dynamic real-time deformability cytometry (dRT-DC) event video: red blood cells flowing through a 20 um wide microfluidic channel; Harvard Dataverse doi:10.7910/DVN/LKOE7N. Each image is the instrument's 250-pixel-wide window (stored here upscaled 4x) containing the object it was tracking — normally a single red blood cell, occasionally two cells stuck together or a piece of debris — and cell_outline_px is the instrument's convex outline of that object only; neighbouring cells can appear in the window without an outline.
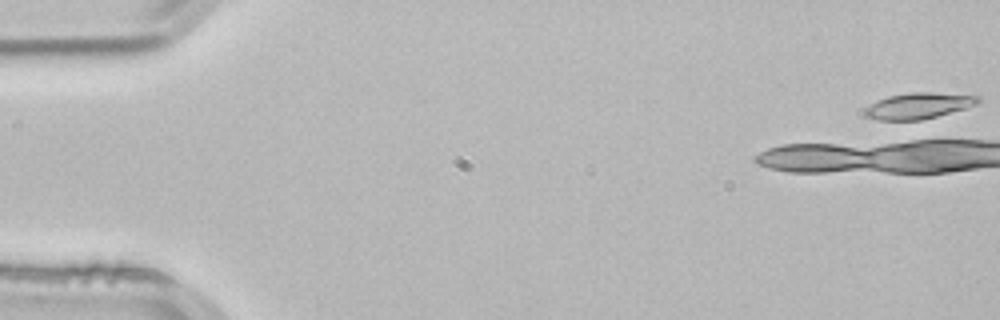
{"species": "common noctule bat (a hibernating species)", "species_latin": "Nyctalus noctula", "temperature_condition": "room temperature", "stored_images_in_passage": 1, "camera_frame_rate_fps": 3000, "um_per_image_px": 0.085, "animal": {"sex": "male", "body_mass_g": 21.5, "forearm_length_mm": 52.0}, "frame": {"image": 1, "passage_image": 1, "time_ms": 0.0, "image_size_px": [1000, 320], "cell_outline_px": [[980, 100], [976, 104], [964, 108], [912, 124], [880, 120], [868, 116], [864, 112], [864, 108], [888, 96], [912, 92], [932, 92], [980, 96]], "centroid_in_image_um": [78.05, 9.04], "position_along_channel_um": 6.9, "area_um2": 17.57}}